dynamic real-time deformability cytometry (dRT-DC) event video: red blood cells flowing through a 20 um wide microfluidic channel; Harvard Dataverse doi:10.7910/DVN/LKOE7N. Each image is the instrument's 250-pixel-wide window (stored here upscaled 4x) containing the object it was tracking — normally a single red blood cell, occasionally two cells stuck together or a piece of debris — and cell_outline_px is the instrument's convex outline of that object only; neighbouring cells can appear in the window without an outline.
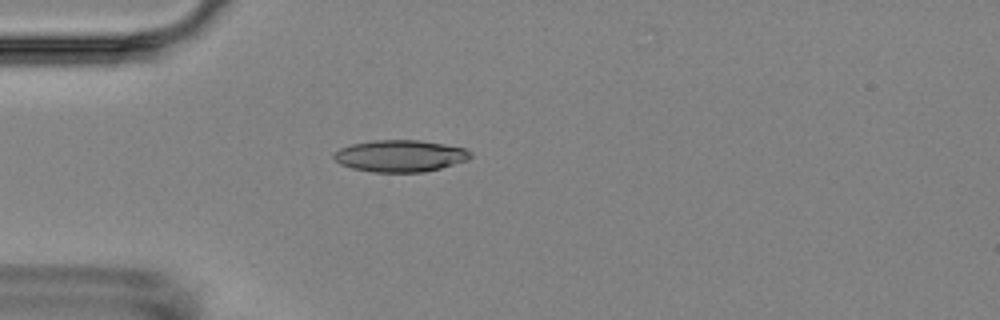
{"species": "Egyptian fruit bat (a non-hibernating species)", "species_latin": "Rousettus aegyptiacus", "temperature_condition": "room temperature", "stored_images_in_passage": 5, "camera_frame_rate_fps": 3000, "um_per_image_px": 0.085, "animal": {"sex": "female"}, "frame": {"image": 1, "passage_image": 4, "time_ms": 3.667, "image_size_px": [1000, 320], "cell_outline_px": [[472, 156], [468, 160], [440, 168], [424, 172], [372, 172], [352, 168], [340, 164], [332, 156], [340, 148], [352, 144], [372, 140], [420, 140], [464, 148], [472, 152]], "centroid_in_image_um": [34.02, 13.25], "position_along_channel_um": 51.0, "area_um2": 25.26}}